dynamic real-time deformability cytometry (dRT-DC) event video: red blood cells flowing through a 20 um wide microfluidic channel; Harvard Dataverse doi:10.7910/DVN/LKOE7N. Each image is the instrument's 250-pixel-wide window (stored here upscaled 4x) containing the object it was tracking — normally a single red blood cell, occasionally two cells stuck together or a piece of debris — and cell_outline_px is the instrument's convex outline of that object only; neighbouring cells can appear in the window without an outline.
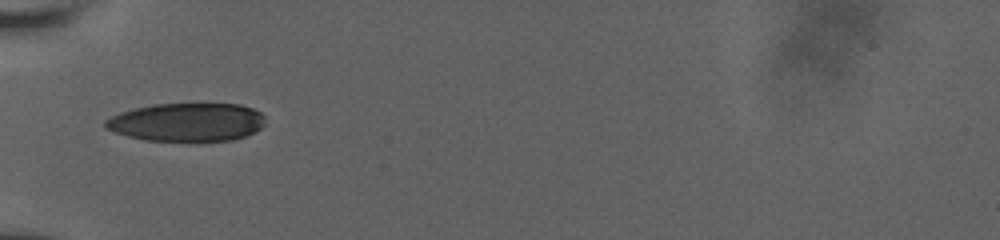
{"species": "human", "species_latin": "Homo sapiens", "temperature_condition": "room temperature", "stored_images_in_passage": 12, "camera_frame_rate_fps": 3000, "um_per_image_px": 0.085, "donor": {"sex": "male"}, "frame": {"image": 1, "passage_image": 5, "time_ms": 4.0, "image_size_px": [1000, 240], "cell_outline_px": [[264, 124], [260, 128], [244, 136], [232, 140], [148, 140], [128, 136], [104, 128], [104, 120], [120, 112], [132, 108], [152, 104], [240, 104], [252, 108], [260, 112], [264, 116]], "centroid_in_image_um": [15.86, 10.36], "position_along_channel_um": 69.1, "area_um2": 35.43}}
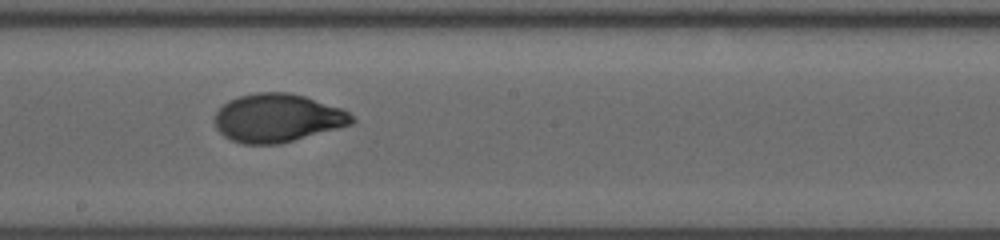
{"frame": {"image": 2, "passage_image": 9, "time_ms": 8.0, "image_size_px": [1000, 240], "cell_outline_px": [[356, 120], [352, 124], [280, 144], [244, 144], [232, 140], [224, 136], [216, 128], [212, 120], [216, 112], [228, 100], [240, 96], [256, 92], [288, 92], [304, 96], [344, 108]], "centroid_in_image_um": [23.58, 10.02], "position_along_channel_um": 224.6, "area_um2": 38.78}}
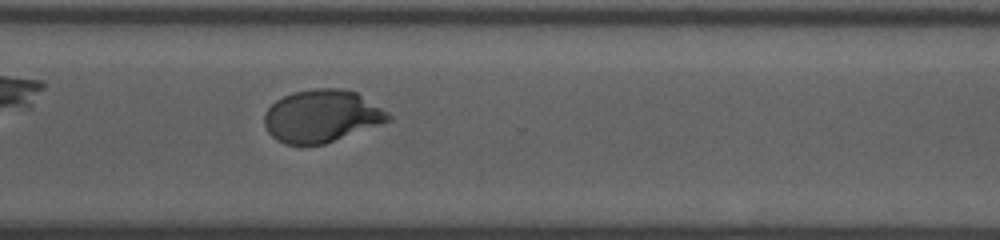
{"frame": {"image": 3, "passage_image": 12, "time_ms": 11.0, "image_size_px": [1000, 240], "cell_outline_px": [[392, 120], [324, 144], [284, 144], [276, 140], [268, 132], [264, 124], [264, 112], [276, 100], [292, 92], [316, 88], [340, 88], [356, 92], [388, 112], [392, 116]], "centroid_in_image_um": [27.33, 9.86], "position_along_channel_um": 343.3, "area_um2": 37.8}}